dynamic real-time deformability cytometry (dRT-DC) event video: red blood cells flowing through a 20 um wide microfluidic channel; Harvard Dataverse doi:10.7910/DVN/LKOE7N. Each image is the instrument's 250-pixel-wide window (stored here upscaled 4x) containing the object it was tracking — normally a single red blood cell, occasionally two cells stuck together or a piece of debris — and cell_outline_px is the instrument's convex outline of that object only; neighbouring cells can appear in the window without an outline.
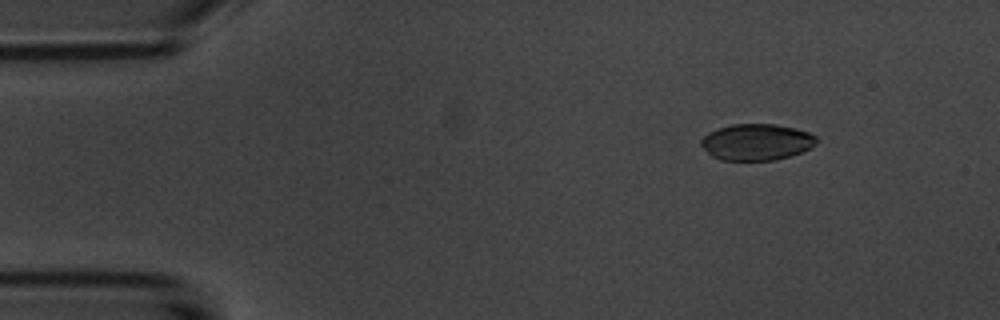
{"species": "common noctule bat (a hibernating species)", "species_latin": "Nyctalus noctula", "temperature_condition": "room temperature", "stored_images_in_passage": 5, "camera_frame_rate_fps": 3000, "um_per_image_px": 0.085, "animal": {"sex": "male", "body_mass_g": 20.1, "forearm_length_mm": 53.5}, "frame": {"image": 1, "passage_image": 2, "time_ms": 1.0, "image_size_px": [1000, 320], "cell_outline_px": [[816, 144], [812, 148], [788, 156], [772, 160], [720, 160], [712, 156], [700, 144], [700, 140], [708, 132], [732, 124], [776, 124], [796, 128], [808, 132], [816, 136]], "centroid_in_image_um": [64.31, 12.07], "position_along_channel_um": 20.7, "area_um2": 24.39}}